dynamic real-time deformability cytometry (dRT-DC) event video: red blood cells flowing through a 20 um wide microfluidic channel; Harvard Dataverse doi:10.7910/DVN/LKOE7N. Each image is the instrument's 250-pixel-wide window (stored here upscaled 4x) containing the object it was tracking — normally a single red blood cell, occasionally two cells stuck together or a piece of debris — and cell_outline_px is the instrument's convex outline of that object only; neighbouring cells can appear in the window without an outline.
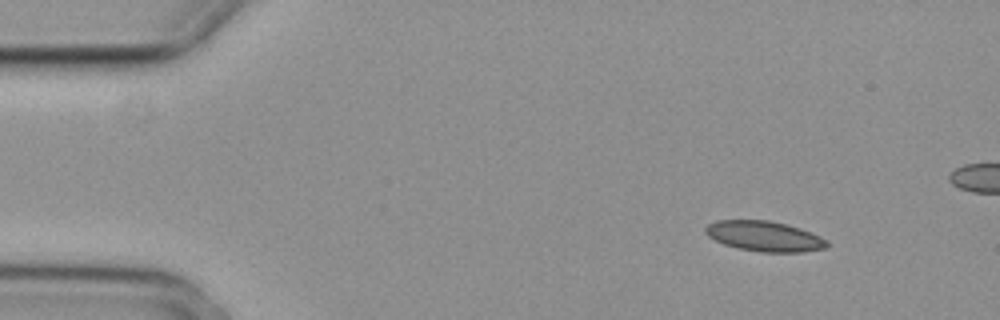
{"species": "common noctule bat (a hibernating species)", "species_latin": "Nyctalus noctula", "temperature_condition": "cold", "stored_images_in_passage": 4, "camera_frame_rate_fps": 3000, "um_per_image_px": 0.085, "animal": {"sex": "female", "body_mass_g": 29.2, "forearm_length_mm": 56.3}, "frame": {"image": 1, "passage_image": 1, "time_ms": 0.0, "image_size_px": [1000, 320], "cell_outline_px": [[832, 244], [828, 248], [800, 252], [760, 252], [736, 248], [724, 244], [708, 236], [704, 232], [704, 228], [708, 224], [716, 220], [768, 220], [788, 224], [800, 228], [820, 236], [828, 240]], "centroid_in_image_um": [65.01, 20.08], "position_along_channel_um": 20.0, "area_um2": 21.73}}
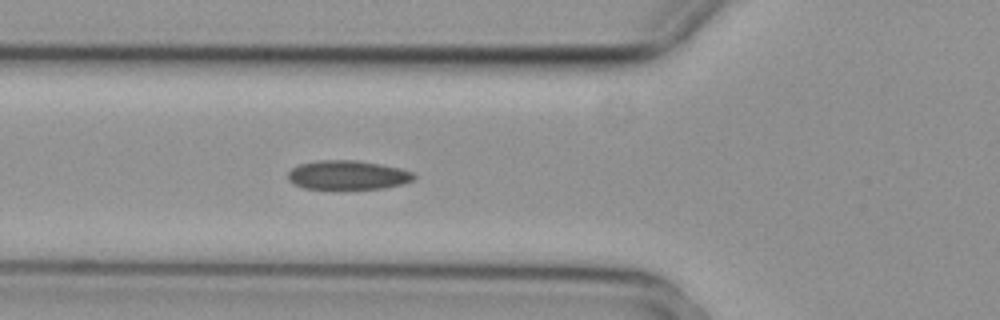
{"frame": {"image": 2, "passage_image": 4, "time_ms": 1.0, "image_size_px": [1000, 320], "cell_outline_px": [[416, 176], [412, 180], [400, 184], [384, 188], [304, 188], [292, 184], [288, 180], [288, 172], [292, 168], [300, 164], [320, 160], [356, 160], [380, 164], [400, 168], [412, 172]], "centroid_in_image_um": [29.52, 14.87], "position_along_channel_um": 96.3, "area_um2": 21.1}}